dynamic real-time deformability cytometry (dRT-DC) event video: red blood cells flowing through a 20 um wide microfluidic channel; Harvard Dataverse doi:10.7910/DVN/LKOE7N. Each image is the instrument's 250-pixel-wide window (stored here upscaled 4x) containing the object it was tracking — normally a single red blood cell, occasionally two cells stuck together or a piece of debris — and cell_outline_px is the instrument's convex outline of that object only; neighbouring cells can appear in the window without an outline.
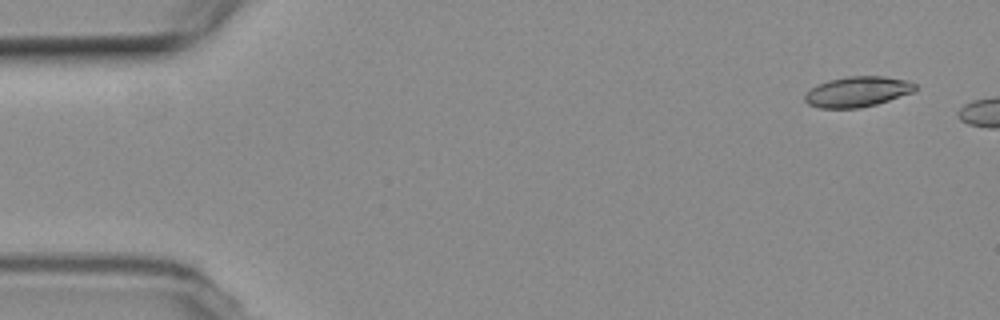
{"species": "common noctule bat (a hibernating species)", "species_latin": "Nyctalus noctula", "temperature_condition": "room temperature", "stored_images_in_passage": 6, "camera_frame_rate_fps": 3000, "um_per_image_px": 0.085, "animal": {"sex": "female", "body_mass_g": 19.3, "forearm_length_mm": 54.1}, "frame": {"image": 1, "passage_image": 1, "time_ms": 0.0, "image_size_px": [1000, 320], "cell_outline_px": [[916, 88], [912, 92], [876, 104], [860, 108], [820, 108], [808, 104], [804, 100], [804, 96], [816, 84], [828, 80], [848, 76], [884, 76], [908, 80], [916, 84]], "centroid_in_image_um": [72.87, 7.79], "position_along_channel_um": 12.1, "area_um2": 19.48}}
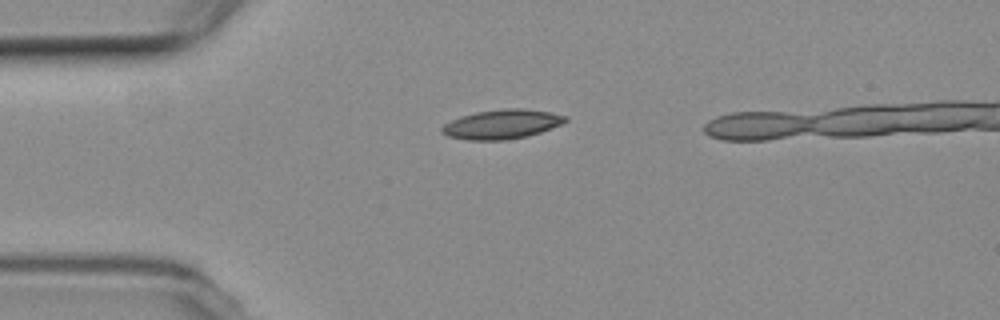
{"frame": {"image": 2, "passage_image": 4, "time_ms": 3.667, "image_size_px": [1000, 320], "cell_outline_px": [[568, 120], [560, 124], [540, 132], [528, 136], [504, 140], [468, 140], [448, 136], [440, 132], [440, 128], [444, 124], [460, 116], [476, 112], [504, 108], [524, 108], [552, 112], [568, 116]], "centroid_in_image_um": [42.65, 10.55], "position_along_channel_um": 42.3, "area_um2": 21.21}}